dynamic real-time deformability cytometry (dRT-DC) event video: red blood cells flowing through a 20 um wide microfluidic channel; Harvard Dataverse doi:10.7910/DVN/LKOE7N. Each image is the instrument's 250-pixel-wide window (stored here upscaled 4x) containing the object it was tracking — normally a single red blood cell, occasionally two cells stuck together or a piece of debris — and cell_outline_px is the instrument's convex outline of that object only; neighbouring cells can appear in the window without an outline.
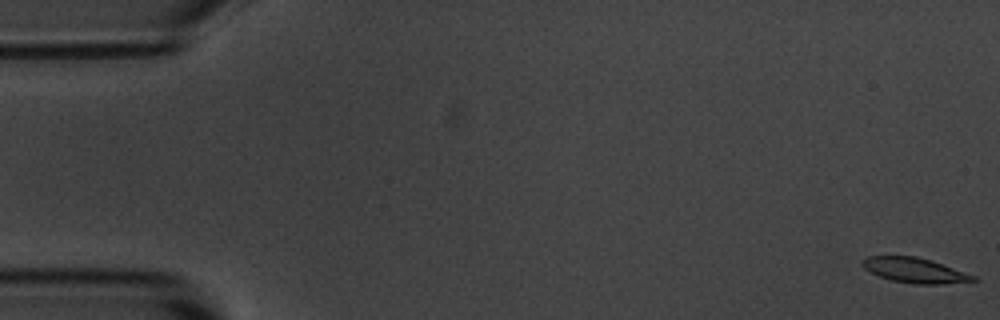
{"species": "common noctule bat (a hibernating species)", "species_latin": "Nyctalus noctula", "temperature_condition": "room temperature", "stored_images_in_passage": 6, "camera_frame_rate_fps": 3000, "um_per_image_px": 0.085, "animal": {"sex": "male", "body_mass_g": 20.1, "forearm_length_mm": 53.5}, "frame": {"image": 1, "passage_image": 1, "time_ms": 0.0, "image_size_px": [1000, 320], "cell_outline_px": [[980, 280], [940, 284], [916, 284], [892, 280], [880, 276], [864, 268], [860, 264], [860, 260], [868, 256], [916, 256], [976, 276]], "centroid_in_image_um": [77.72, 22.97], "position_along_channel_um": 7.3, "area_um2": 15.84}}
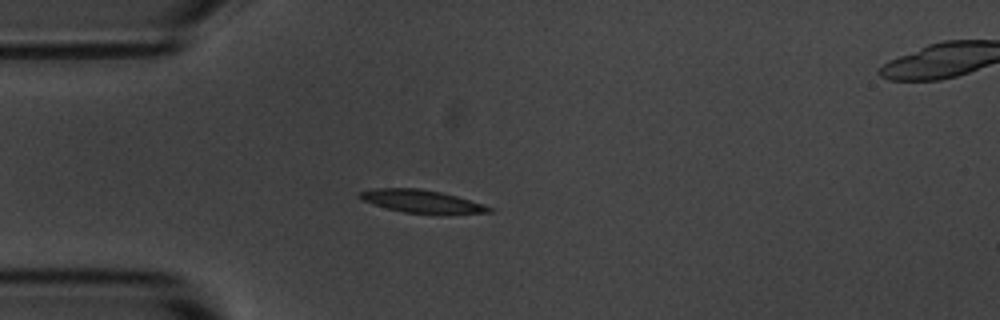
{"frame": {"image": 2, "passage_image": 5, "time_ms": 4.667, "image_size_px": [1000, 320], "cell_outline_px": [[492, 212], [404, 212], [388, 208], [364, 200], [356, 196], [356, 192], [376, 188], [420, 188], [440, 192], [456, 196], [492, 208]], "centroid_in_image_um": [35.7, 17.06], "position_along_channel_um": 49.3, "area_um2": 16.24}}